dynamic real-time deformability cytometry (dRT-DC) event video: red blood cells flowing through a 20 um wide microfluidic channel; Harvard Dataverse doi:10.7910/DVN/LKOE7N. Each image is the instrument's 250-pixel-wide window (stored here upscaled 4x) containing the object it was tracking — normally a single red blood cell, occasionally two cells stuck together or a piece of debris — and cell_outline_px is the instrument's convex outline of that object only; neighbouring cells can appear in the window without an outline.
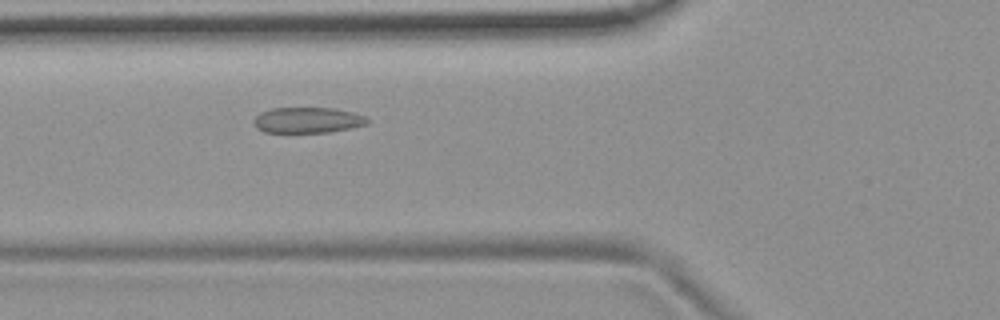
{"species": "common noctule bat (a hibernating species)", "species_latin": "Nyctalus noctula", "temperature_condition": "room temperature", "stored_images_in_passage": 2, "camera_frame_rate_fps": 3000, "um_per_image_px": 0.085, "animal": {"sex": "female", "body_mass_g": 19.9}, "frame": {"image": 1, "passage_image": 2, "time_ms": 0.333, "image_size_px": [1000, 320], "cell_outline_px": [[368, 124], [328, 132], [264, 132], [256, 128], [256, 116], [260, 112], [272, 108], [336, 108], [352, 112], [364, 116], [368, 120]], "centroid_in_image_um": [26.15, 10.2], "position_along_channel_um": 99.7, "area_um2": 16.76}}